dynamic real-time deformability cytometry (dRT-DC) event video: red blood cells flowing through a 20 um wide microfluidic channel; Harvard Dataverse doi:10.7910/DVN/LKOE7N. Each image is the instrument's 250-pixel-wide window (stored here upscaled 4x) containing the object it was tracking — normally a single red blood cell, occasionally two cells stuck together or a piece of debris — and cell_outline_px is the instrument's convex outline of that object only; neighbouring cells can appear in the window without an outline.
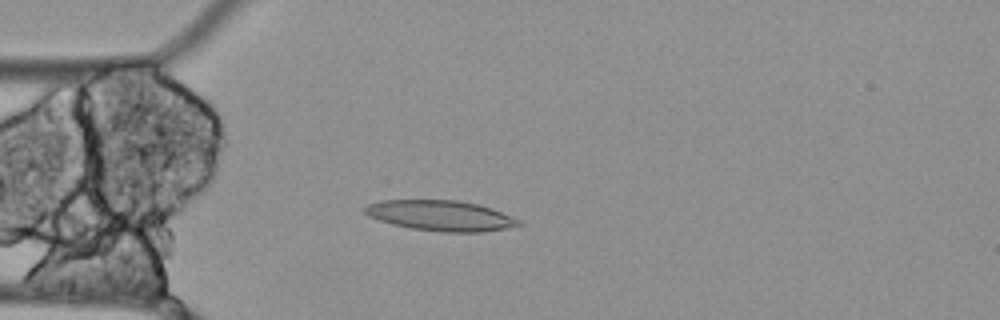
{"species": "Egyptian fruit bat (a non-hibernating species)", "species_latin": "Rousettus aegyptiacus", "temperature_condition": "cold", "stored_images_in_passage": 56, "camera_frame_rate_fps": 3000, "um_per_image_px": 0.085, "animal": {"sex": "female"}, "frame": {"image": 1, "passage_image": 15, "time_ms": 4.667, "image_size_px": [1000, 320], "cell_outline_px": [[524, 224], [508, 228], [484, 232], [440, 232], [412, 228], [392, 224], [368, 216], [364, 212], [364, 208], [368, 204], [380, 200], [456, 200], [476, 204], [492, 208], [512, 216], [520, 220]], "centroid_in_image_um": [37.48, 18.33], "position_along_channel_um": 47.5, "area_um2": 27.34}}
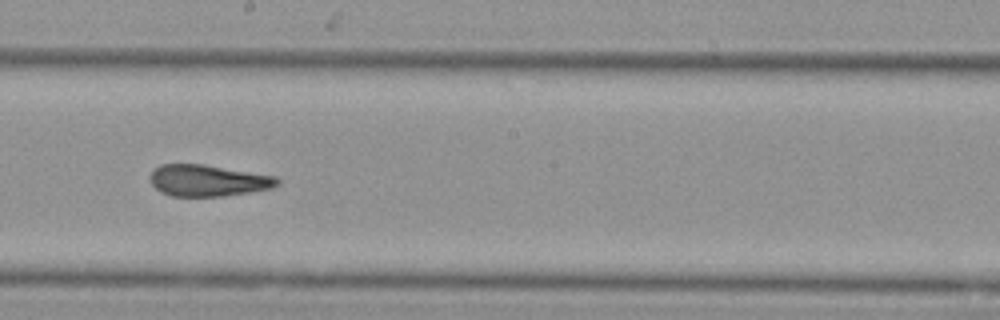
{"frame": {"image": 2, "passage_image": 31, "time_ms": 10.0, "image_size_px": [1000, 320], "cell_outline_px": [[280, 184], [272, 188], [224, 196], [172, 196], [160, 192], [152, 184], [148, 176], [160, 164], [204, 164], [276, 176], [280, 180]], "centroid_in_image_um": [17.68, 15.34], "position_along_channel_um": 230.5, "area_um2": 23.41}}
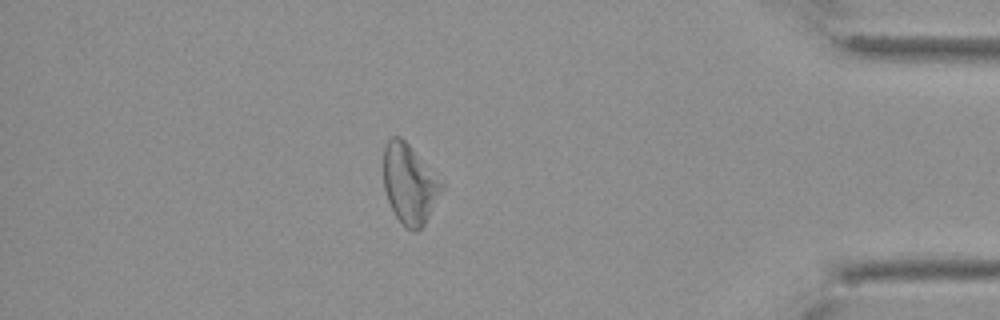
{"frame": {"image": 3, "passage_image": 49, "time_ms": 16.0, "image_size_px": [1000, 320], "cell_outline_px": [[444, 188], [424, 224], [416, 232], [412, 232], [404, 228], [396, 216], [388, 200], [384, 188], [384, 148], [388, 140], [392, 136], [400, 136], [444, 180]], "centroid_in_image_um": [34.84, 15.64], "position_along_channel_um": 400.4, "area_um2": 27.17}, "authors_computed_cell_mechanics": {"area_um2": 26.5302, "velocity_mm_per_s": 3.4737, "shape_relaxation_time_tau1_ms": null, "shape_relaxation_time_tau2_ms": 3.8999, "deformation_change_tau1": null, "deformation_change_tau2": 0.1264}}